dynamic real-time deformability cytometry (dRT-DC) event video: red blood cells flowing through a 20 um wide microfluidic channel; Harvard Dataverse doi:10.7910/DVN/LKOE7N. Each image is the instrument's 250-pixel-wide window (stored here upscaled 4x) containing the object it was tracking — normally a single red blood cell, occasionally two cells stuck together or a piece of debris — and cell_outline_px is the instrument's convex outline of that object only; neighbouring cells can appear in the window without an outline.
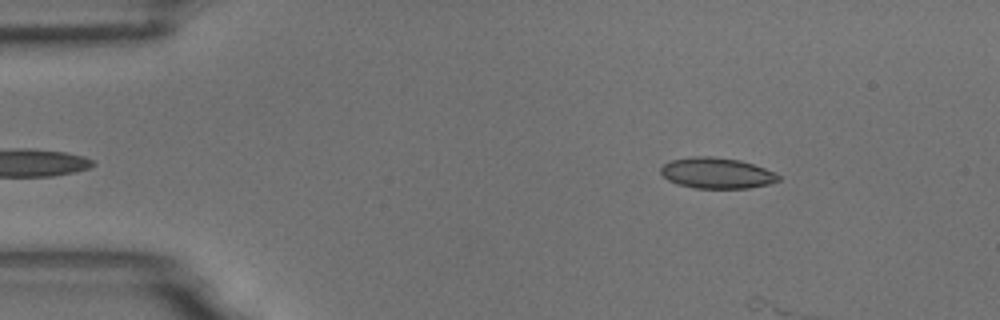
{"species": "common noctule bat (a hibernating species)", "species_latin": "Nyctalus noctula", "temperature_condition": "room temperature", "stored_images_in_passage": 2, "camera_frame_rate_fps": 3000, "um_per_image_px": 0.085, "animal": {"sex": "male", "body_mass_g": 18.8}, "frame": {"image": 1, "passage_image": 2, "time_ms": 0.333, "image_size_px": [1000, 320], "cell_outline_px": [[780, 180], [768, 184], [748, 188], [696, 188], [676, 184], [668, 180], [660, 172], [660, 168], [664, 164], [672, 160], [692, 156], [712, 156], [740, 160], [776, 172], [780, 176]], "centroid_in_image_um": [60.92, 14.71], "position_along_channel_um": 24.1, "area_um2": 21.15}}